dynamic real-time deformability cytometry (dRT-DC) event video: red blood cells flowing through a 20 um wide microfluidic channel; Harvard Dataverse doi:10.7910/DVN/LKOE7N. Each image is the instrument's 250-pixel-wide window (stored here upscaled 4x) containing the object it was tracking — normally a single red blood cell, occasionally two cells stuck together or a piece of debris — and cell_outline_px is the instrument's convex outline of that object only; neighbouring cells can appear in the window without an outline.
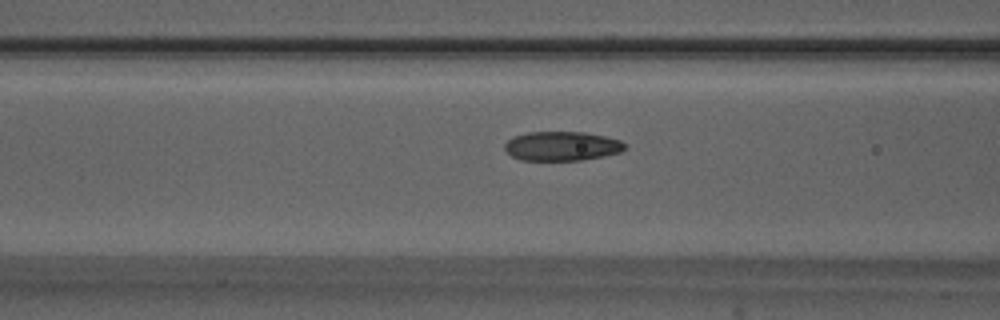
{"species": "Egyptian fruit bat (a non-hibernating species)", "species_latin": "Rousettus aegyptiacus", "temperature_condition": "warm", "stored_images_in_passage": 16, "camera_frame_rate_fps": 3000, "um_per_image_px": 0.085, "animal": {"sex": "male"}, "frame": {"image": 1, "passage_image": 14, "time_ms": 4.333, "image_size_px": [1000, 320], "cell_outline_px": [[624, 148], [620, 152], [604, 156], [580, 160], [520, 160], [512, 156], [504, 148], [504, 144], [512, 136], [528, 132], [584, 132], [604, 136], [620, 140], [624, 144]], "centroid_in_image_um": [47.72, 12.41], "position_along_channel_um": 118.9, "area_um2": 20.4}}